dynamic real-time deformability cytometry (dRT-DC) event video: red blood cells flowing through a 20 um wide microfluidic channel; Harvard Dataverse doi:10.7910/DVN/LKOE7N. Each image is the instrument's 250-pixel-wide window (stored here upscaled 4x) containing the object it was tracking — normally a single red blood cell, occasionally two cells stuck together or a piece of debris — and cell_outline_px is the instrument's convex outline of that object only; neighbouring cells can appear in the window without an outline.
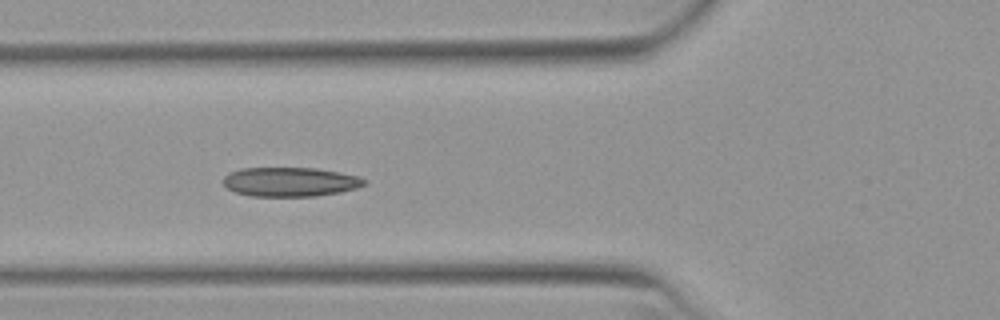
{"species": "Egyptian fruit bat (a non-hibernating species)", "species_latin": "Rousettus aegyptiacus", "temperature_condition": "warm", "stored_images_in_passage": 35, "camera_frame_rate_fps": 3000, "um_per_image_px": 0.085, "animal": {"sex": "female"}, "frame": {"image": 1, "passage_image": 2, "time_ms": 0.333, "image_size_px": [1000, 320], "cell_outline_px": [[368, 184], [356, 188], [340, 192], [316, 196], [252, 196], [236, 192], [228, 188], [224, 184], [224, 176], [240, 168], [316, 168], [340, 172], [360, 176], [368, 180]], "centroid_in_image_um": [24.74, 15.45], "position_along_channel_um": 101.1, "area_um2": 24.1}}
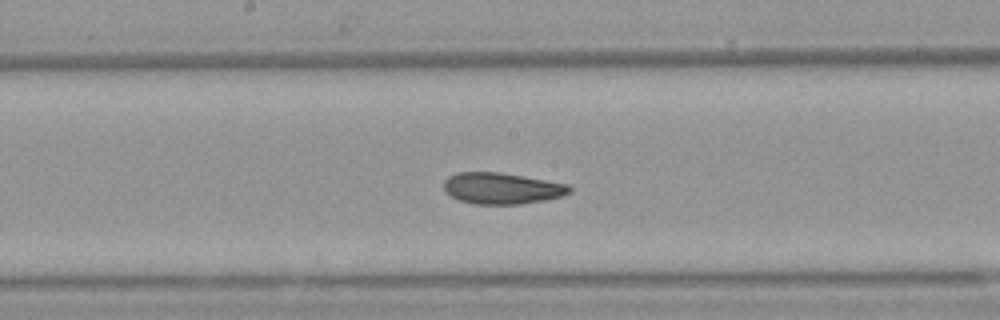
{"frame": {"image": 2, "passage_image": 10, "time_ms": 3.0, "image_size_px": [1000, 320], "cell_outline_px": [[572, 192], [560, 196], [544, 200], [520, 204], [472, 204], [460, 200], [444, 192], [444, 180], [448, 176], [456, 172], [496, 172], [568, 184], [572, 188]], "centroid_in_image_um": [42.62, 16.01], "position_along_channel_um": 205.6, "area_um2": 22.77}}
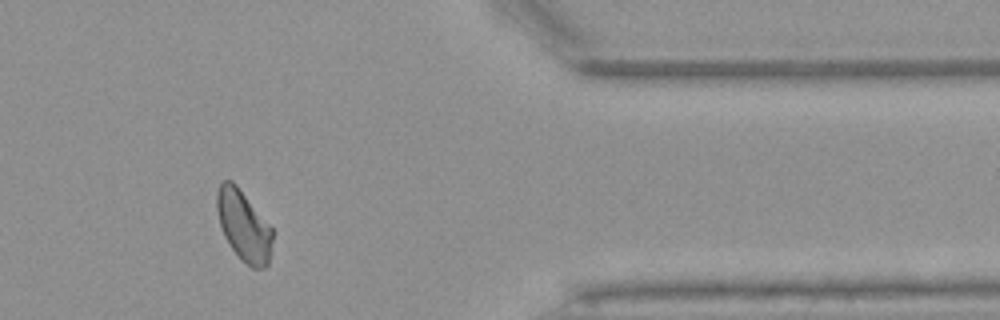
{"frame": {"image": 3, "passage_image": 26, "time_ms": 8.333, "image_size_px": [1000, 320], "cell_outline_px": [[272, 240], [268, 264], [264, 268], [252, 268], [240, 260], [224, 236], [220, 224], [216, 208], [216, 192], [220, 184], [224, 180], [232, 180], [236, 184], [272, 228]], "centroid_in_image_um": [20.69, 19.19], "position_along_channel_um": 390.7, "area_um2": 22.72}, "authors_computed_cell_mechanics": {"area_um2": 23.12, "velocity_mm_per_s": 3.9123, "shape_relaxation_time_tau1_ms": 7.1475, "shape_relaxation_time_tau2_ms": 1.6035, "deformation_change_tau1": 0.1488, "deformation_change_tau2": 0.0588}}